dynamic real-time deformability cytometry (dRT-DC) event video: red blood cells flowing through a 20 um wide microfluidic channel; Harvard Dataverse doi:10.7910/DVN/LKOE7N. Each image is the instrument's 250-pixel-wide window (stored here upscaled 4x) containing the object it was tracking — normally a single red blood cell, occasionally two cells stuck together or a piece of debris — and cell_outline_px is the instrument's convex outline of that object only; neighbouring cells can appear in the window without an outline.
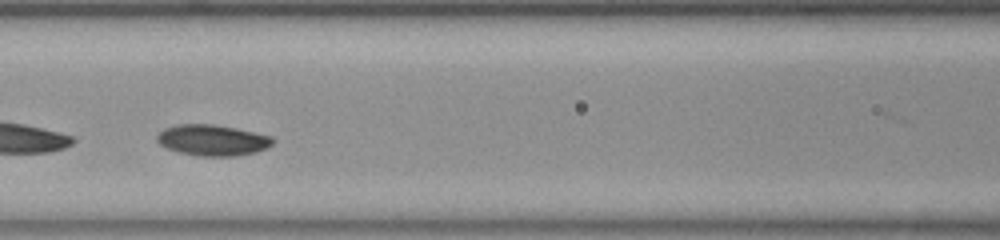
{"species": "common noctule bat (a hibernating species)", "species_latin": "Nyctalus noctula", "temperature_condition": "room temperature", "stored_images_in_passage": 40, "camera_frame_rate_fps": 3000, "um_per_image_px": 0.085, "animal": {"sex": "female", "body_mass_g": 23.0, "forearm_length_mm": 53.4}, "frame": {"image": 1, "passage_image": 12, "time_ms": 3.667, "image_size_px": [1000, 240], "cell_outline_px": [[272, 144], [256, 152], [236, 156], [200, 156], [180, 152], [168, 148], [160, 144], [156, 140], [156, 136], [160, 132], [176, 124], [212, 124], [272, 136]], "centroid_in_image_um": [18.04, 11.92], "position_along_channel_um": 148.6, "area_um2": 20.46}, "authors_computed_cell_mechanics": {"area_um2": 19.8543, "velocity_mm_per_s": 3.7269, "shape_relaxation_time_tau1_ms": 1.1853, "shape_relaxation_time_tau2_ms": null, "deformation_change_tau1": 0.0485, "deformation_change_tau2": null}}